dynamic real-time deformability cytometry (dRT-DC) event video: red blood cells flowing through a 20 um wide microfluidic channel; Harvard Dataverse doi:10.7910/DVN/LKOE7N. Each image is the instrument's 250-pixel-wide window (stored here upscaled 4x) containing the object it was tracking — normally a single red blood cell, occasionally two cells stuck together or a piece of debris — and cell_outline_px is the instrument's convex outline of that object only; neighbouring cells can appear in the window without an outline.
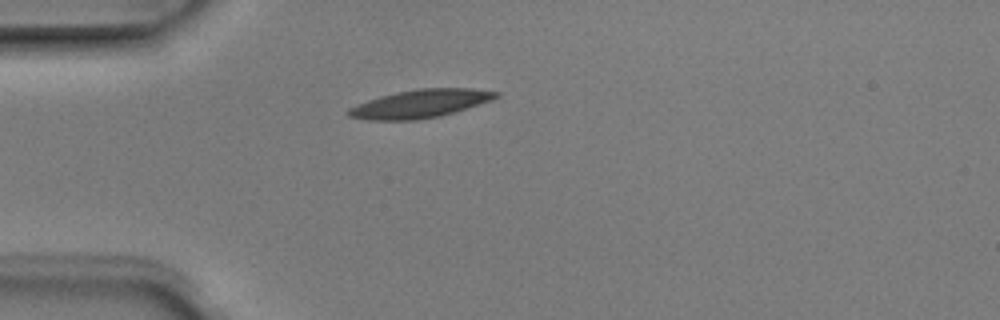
{"species": "Egyptian fruit bat (a non-hibernating species)", "species_latin": "Rousettus aegyptiacus", "temperature_condition": "room temperature", "stored_images_in_passage": 1, "camera_frame_rate_fps": 3000, "um_per_image_px": 0.085, "animal": {"sex": "male"}, "frame": {"image": 1, "passage_image": 1, "time_ms": 0.0, "image_size_px": [1000, 320], "cell_outline_px": [[500, 96], [492, 100], [440, 116], [416, 120], [368, 120], [348, 116], [344, 112], [348, 108], [368, 100], [380, 96], [396, 92], [420, 88], [472, 88], [500, 92]], "centroid_in_image_um": [35.71, 8.81], "position_along_channel_um": 49.3, "area_um2": 24.22}}